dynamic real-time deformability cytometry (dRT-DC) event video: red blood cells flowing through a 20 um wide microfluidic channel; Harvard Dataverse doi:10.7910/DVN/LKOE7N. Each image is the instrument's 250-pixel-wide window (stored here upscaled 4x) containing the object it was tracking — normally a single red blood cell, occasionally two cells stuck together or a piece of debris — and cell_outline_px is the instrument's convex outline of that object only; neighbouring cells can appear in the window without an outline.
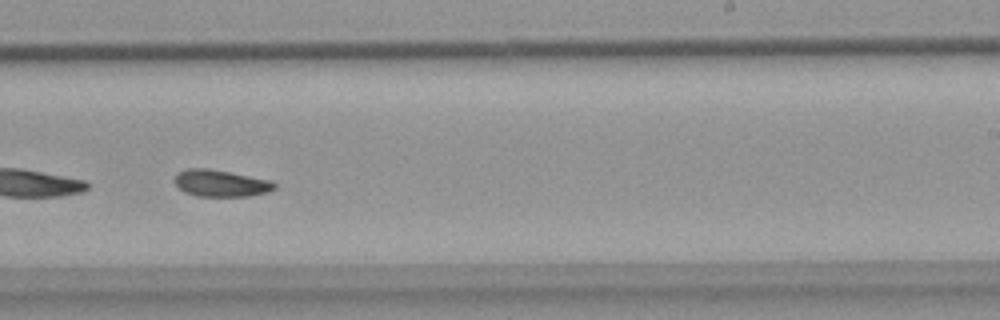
{"species": "common noctule bat (a hibernating species)", "species_latin": "Nyctalus noctula", "temperature_condition": "warm", "stored_images_in_passage": 42, "segment_of_instrument_passage": [2, 2], "camera_frame_rate_fps": 3000, "um_per_image_px": 0.085, "animal": {"sex": "female", "body_mass_g": 18.4}, "frame": {"image": 1, "passage_image": 35, "time_ms": 11.333, "image_size_px": [1000, 320], "cell_outline_px": [[276, 188], [268, 192], [248, 196], [196, 196], [184, 192], [172, 180], [180, 172], [188, 168], [208, 168], [272, 180], [276, 184]], "centroid_in_image_um": [18.78, 15.58], "position_along_channel_um": 270.2, "area_um2": 15.61}}